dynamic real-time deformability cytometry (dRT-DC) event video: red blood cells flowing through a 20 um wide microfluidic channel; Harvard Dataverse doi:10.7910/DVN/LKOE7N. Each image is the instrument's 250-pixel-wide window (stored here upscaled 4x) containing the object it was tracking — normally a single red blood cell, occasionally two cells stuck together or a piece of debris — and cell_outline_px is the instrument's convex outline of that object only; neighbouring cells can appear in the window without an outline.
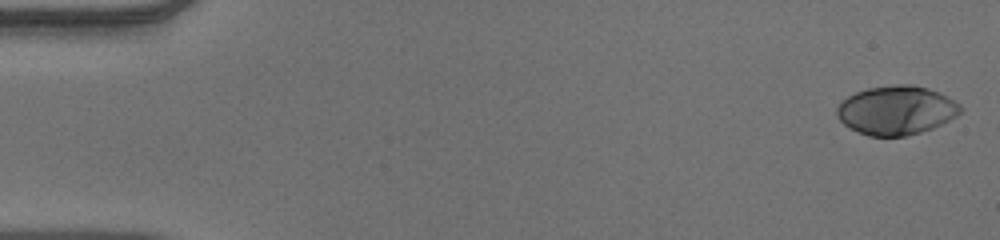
{"species": "human", "species_latin": "Homo sapiens", "temperature_condition": "warm", "stored_images_in_passage": 52, "camera_frame_rate_fps": 3000, "um_per_image_px": 0.085, "donor": {"sex": "male"}, "frame": {"image": 1, "passage_image": 1, "time_ms": 0.0, "image_size_px": [1000, 240], "cell_outline_px": [[964, 108], [956, 116], [932, 128], [920, 132], [904, 136], [868, 136], [856, 132], [848, 128], [836, 116], [836, 108], [840, 100], [856, 92], [868, 88], [896, 84], [912, 84], [928, 88], [940, 92], [960, 104]], "centroid_in_image_um": [76.15, 9.37], "position_along_channel_um": 8.8, "area_um2": 35.49}}
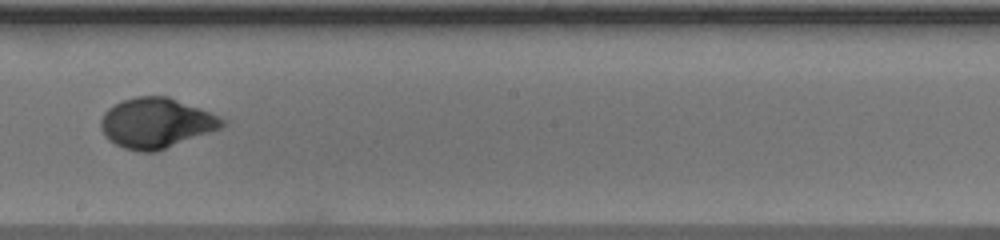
{"frame": {"image": 2, "passage_image": 30, "time_ms": 9.667, "image_size_px": [1000, 240], "cell_outline_px": [[228, 120], [220, 128], [156, 152], [140, 152], [124, 148], [108, 140], [104, 136], [100, 128], [100, 120], [104, 112], [108, 108], [120, 100], [136, 96], [168, 96], [200, 108]], "centroid_in_image_um": [13.23, 10.45], "position_along_channel_um": 235.0, "area_um2": 35.55}}
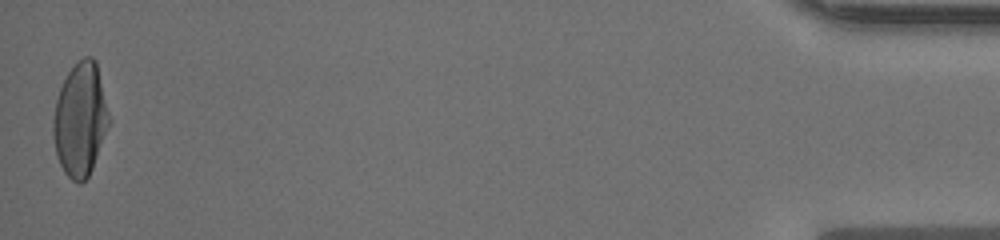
{"frame": {"image": 3, "passage_image": 52, "time_ms": 17.0, "image_size_px": [1000, 240], "cell_outline_px": [[112, 120], [92, 168], [88, 176], [80, 184], [76, 184], [64, 172], [56, 156], [52, 136], [52, 120], [56, 100], [60, 88], [68, 72], [84, 56], [92, 56], [96, 60]], "centroid_in_image_um": [6.84, 10.17], "position_along_channel_um": 428.4, "area_um2": 37.4}, "authors_computed_cell_mechanics": {"area_um2": 34.8534, "velocity_mm_per_s": 3.8978, "shape_relaxation_time_tau1_ms": 4.323, "shape_relaxation_time_tau2_ms": null, "deformation_change_tau1": 0.2154, "deformation_change_tau2": null}}